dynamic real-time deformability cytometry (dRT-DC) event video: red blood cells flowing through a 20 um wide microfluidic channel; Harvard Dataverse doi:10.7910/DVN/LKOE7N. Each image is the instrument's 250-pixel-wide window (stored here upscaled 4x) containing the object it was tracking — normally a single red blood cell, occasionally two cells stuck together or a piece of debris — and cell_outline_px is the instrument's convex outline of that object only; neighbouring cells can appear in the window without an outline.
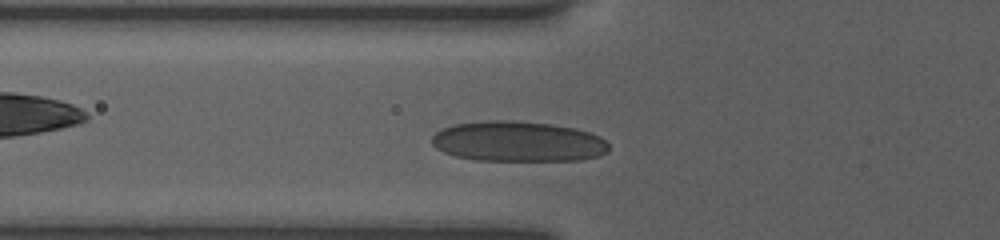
{"species": "human", "species_latin": "Homo sapiens", "temperature_condition": "room temperature", "stored_images_in_passage": 54, "camera_frame_rate_fps": 3000, "um_per_image_px": 0.085, "donor": {"sex": "female"}, "frame": {"image": 1, "passage_image": 9, "time_ms": 2.333, "image_size_px": [1000, 240], "cell_outline_px": [[608, 152], [600, 156], [580, 160], [476, 160], [456, 156], [444, 152], [436, 148], [432, 144], [432, 136], [436, 132], [452, 124], [488, 120], [516, 120], [552, 124], [576, 128], [600, 136], [608, 144]], "centroid_in_image_um": [44.04, 12.02], "position_along_channel_um": 81.8, "area_um2": 41.79}}
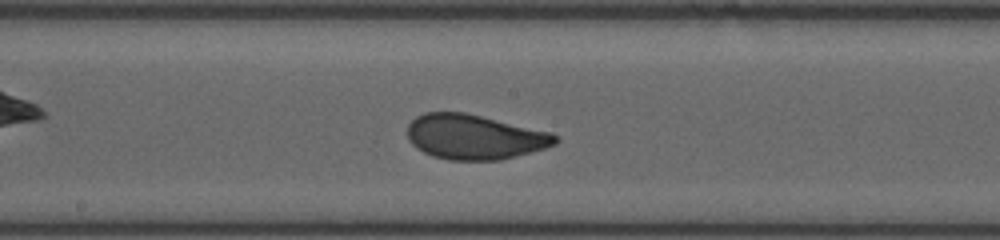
{"frame": {"image": 2, "passage_image": 25, "time_ms": 5.667, "image_size_px": [1000, 240], "cell_outline_px": [[560, 140], [556, 144], [544, 148], [516, 156], [500, 160], [448, 160], [432, 156], [416, 148], [408, 140], [408, 124], [416, 116], [424, 112], [464, 112], [552, 132], [560, 136]], "centroid_in_image_um": [40.34, 11.64], "position_along_channel_um": 207.9, "area_um2": 38.84}}
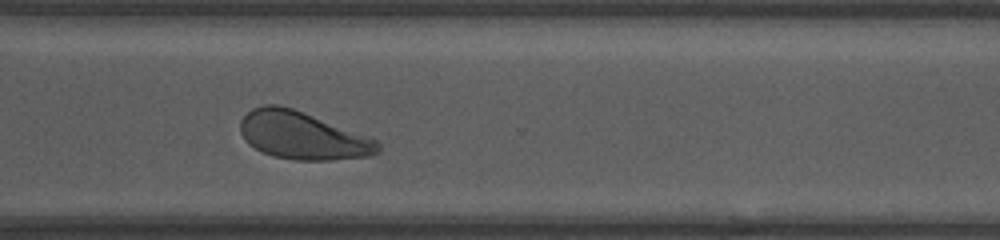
{"frame": {"image": 3, "passage_image": 40, "time_ms": 9.333, "image_size_px": [1000, 240], "cell_outline_px": [[380, 152], [372, 156], [332, 160], [296, 160], [272, 156], [248, 144], [240, 132], [240, 120], [252, 108], [264, 104], [280, 104], [292, 108], [376, 140], [380, 144]], "centroid_in_image_um": [25.68, 11.53], "position_along_channel_um": 344.9, "area_um2": 37.92}, "authors_computed_cell_mechanics": {"area_um2": 38.726, "velocity_mm_per_s": 3.7561, "shape_relaxation_time_tau1_ms": 3.8467, "shape_relaxation_time_tau2_ms": 0.8509, "deformation_change_tau1": 0.1426, "deformation_change_tau2": 0.0544}}